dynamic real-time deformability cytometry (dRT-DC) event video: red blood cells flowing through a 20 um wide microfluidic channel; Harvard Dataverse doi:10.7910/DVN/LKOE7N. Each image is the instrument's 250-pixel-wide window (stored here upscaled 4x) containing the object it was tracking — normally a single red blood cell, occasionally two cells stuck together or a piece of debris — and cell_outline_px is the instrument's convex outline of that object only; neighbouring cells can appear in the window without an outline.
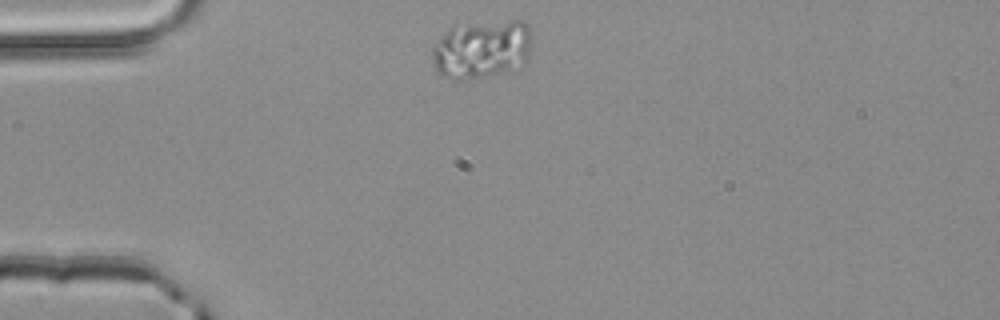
{"species": "common noctule bat (a hibernating species)", "species_latin": "Nyctalus noctula", "temperature_condition": "room temperature", "stored_images_in_passage": 40, "camera_frame_rate_fps": 3000, "um_per_image_px": 0.085, "animal": {"sex": "male", "body_mass_g": 20.4}, "frame": {"image": 1, "passage_image": 1, "time_ms": 0.0, "image_size_px": [1000, 320], "cell_outline_px": [[532, 48], [524, 64], [512, 72], [452, 84], [440, 76], [436, 72], [432, 64], [432, 48], [452, 24], [512, 20], [524, 20], [528, 24], [532, 36]], "centroid_in_image_um": [40.94, 4.24], "position_along_channel_um": 44.1, "area_um2": 36.01}}
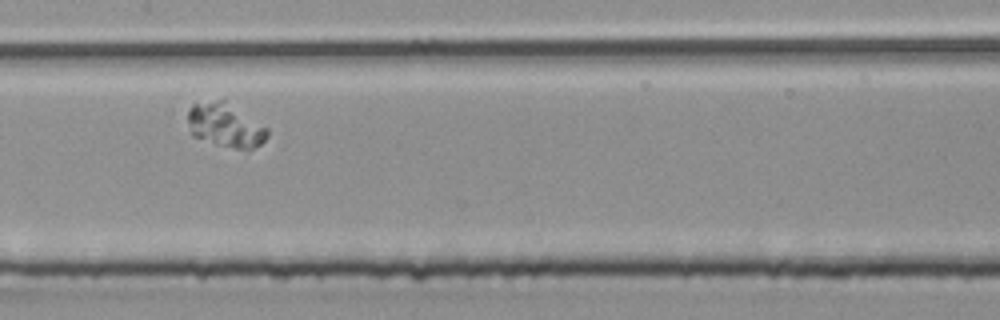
{"frame": {"image": 2, "passage_image": 14, "time_ms": 4.333, "image_size_px": [1000, 320], "cell_outline_px": [[268, 136], [260, 144], [252, 148], [236, 148], [216, 144], [192, 136], [188, 124], [188, 108], [192, 104], [220, 100], [224, 100], [268, 128]], "centroid_in_image_um": [19.13, 10.65], "position_along_channel_um": 188.3, "area_um2": 19.94}}
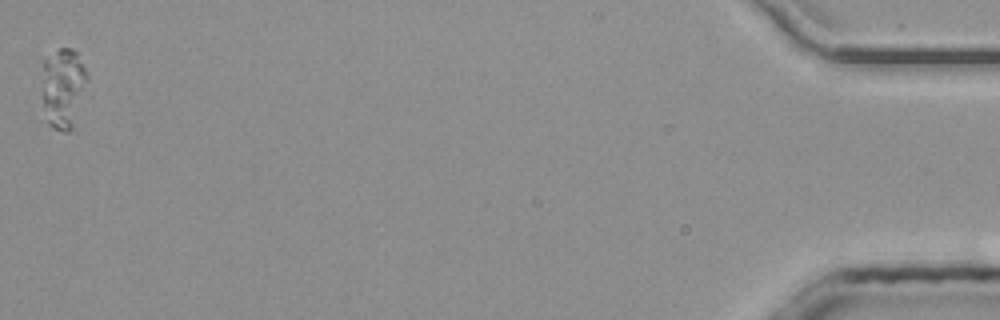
{"frame": {"image": 3, "passage_image": 40, "time_ms": 13.0, "image_size_px": [1000, 320], "cell_outline_px": [[88, 80], [72, 128], [68, 132], [64, 132], [52, 128], [48, 124], [44, 108], [44, 56], [60, 48], [72, 48], [76, 52], [88, 76]], "centroid_in_image_um": [5.38, 7.46], "position_along_channel_um": 429.8, "area_um2": 20.69}}